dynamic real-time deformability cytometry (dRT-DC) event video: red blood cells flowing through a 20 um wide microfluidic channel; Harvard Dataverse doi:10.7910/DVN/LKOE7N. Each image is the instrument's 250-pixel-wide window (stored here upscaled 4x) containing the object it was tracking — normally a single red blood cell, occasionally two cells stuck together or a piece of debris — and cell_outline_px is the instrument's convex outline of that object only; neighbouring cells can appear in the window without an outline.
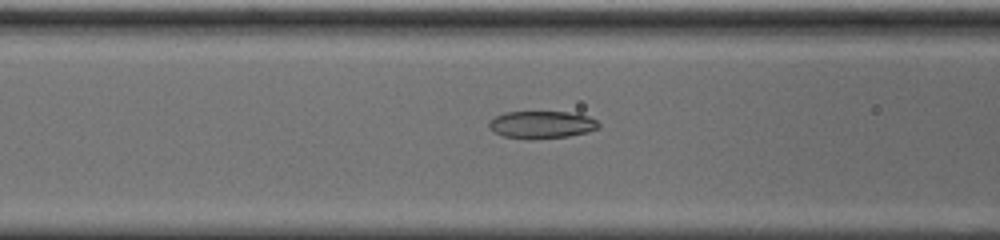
{"species": "common noctule bat (a hibernating species)", "species_latin": "Nyctalus noctula", "temperature_condition": "cold", "stored_images_in_passage": 54, "camera_frame_rate_fps": 3000, "um_per_image_px": 0.085, "animal": {"sex": "male", "body_mass_g": 20.0, "forearm_length_mm": 53.3}, "frame": {"image": 1, "passage_image": 20, "time_ms": 6.333, "image_size_px": [1000, 240], "cell_outline_px": [[600, 128], [588, 132], [568, 136], [504, 136], [488, 128], [488, 120], [504, 112], [568, 112], [588, 116], [596, 120], [600, 124]], "centroid_in_image_um": [46.07, 10.54], "position_along_channel_um": 120.5, "area_um2": 16.76}}
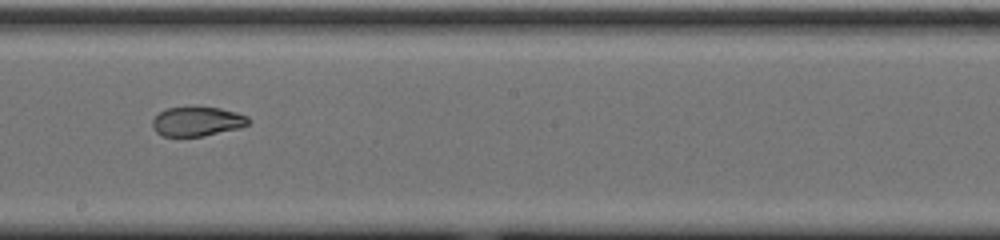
{"frame": {"image": 2, "passage_image": 29, "time_ms": 9.333, "image_size_px": [1000, 240], "cell_outline_px": [[252, 120], [248, 124], [240, 128], [204, 136], [160, 136], [156, 132], [152, 124], [152, 120], [160, 112], [168, 108], [220, 108], [236, 112], [248, 116]], "centroid_in_image_um": [16.79, 10.34], "position_along_channel_um": 231.4, "area_um2": 16.3}}
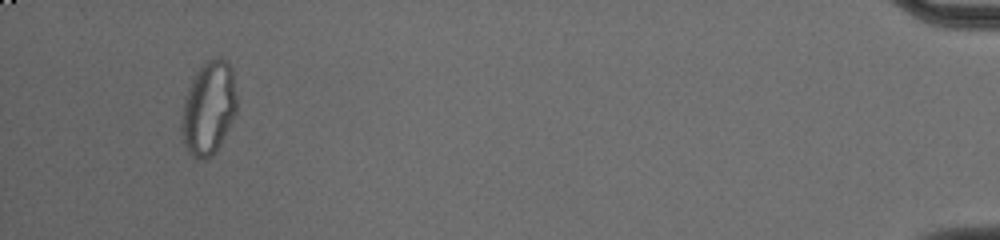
{"frame": {"image": 3, "passage_image": 51, "time_ms": 16.667, "image_size_px": [1000, 240], "cell_outline_px": [[236, 112], [216, 152], [212, 156], [204, 160], [196, 160], [188, 152], [184, 144], [180, 128], [180, 120], [184, 100], [188, 88], [196, 72], [204, 60], [216, 56], [220, 56], [228, 60], [232, 68], [236, 96]], "centroid_in_image_um": [17.71, 9.17], "position_along_channel_um": 417.5, "area_um2": 30.58}, "authors_computed_cell_mechanics": {"area_um2": 18.9584, "velocity_mm_per_s": 3.7057, "shape_relaxation_time_tau1_ms": null, "shape_relaxation_time_tau2_ms": 0.7986, "deformation_change_tau1": null, "deformation_change_tau2": 0.0546}}